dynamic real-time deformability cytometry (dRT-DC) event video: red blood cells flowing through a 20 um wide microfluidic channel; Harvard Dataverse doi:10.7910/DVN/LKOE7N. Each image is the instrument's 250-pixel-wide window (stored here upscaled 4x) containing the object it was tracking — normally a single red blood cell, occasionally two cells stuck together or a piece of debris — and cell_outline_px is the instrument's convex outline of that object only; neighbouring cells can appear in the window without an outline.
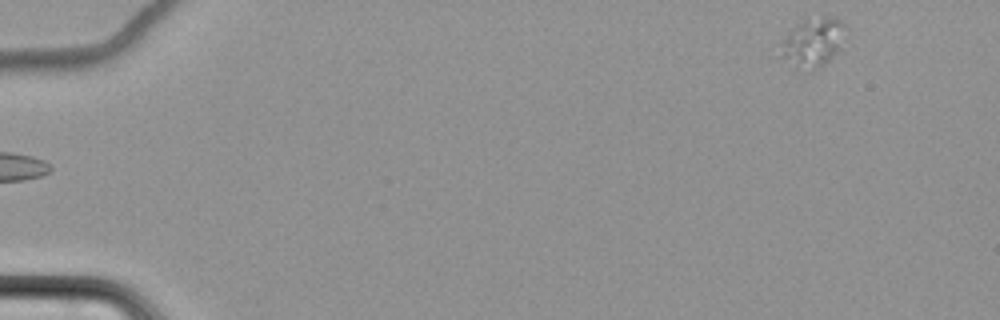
{"species": "common noctule bat (a hibernating species)", "species_latin": "Nyctalus noctula", "temperature_condition": "cold", "stored_images_in_passage": 6, "camera_frame_rate_fps": 3000, "um_per_image_px": 0.085, "animal": {"sex": "female", "body_mass_g": 22.7, "forearm_length_mm": 54.2}, "frame": {"image": 1, "passage_image": 6, "time_ms": 6.667, "image_size_px": [1000, 320], "cell_outline_px": [[848, 36], [840, 48], [824, 64], [812, 72], [808, 72], [780, 56], [784, 40], [788, 32], [804, 16], [836, 16], [844, 24]], "centroid_in_image_um": [69.17, 3.53], "position_along_channel_um": 15.8, "area_um2": 18.9}}